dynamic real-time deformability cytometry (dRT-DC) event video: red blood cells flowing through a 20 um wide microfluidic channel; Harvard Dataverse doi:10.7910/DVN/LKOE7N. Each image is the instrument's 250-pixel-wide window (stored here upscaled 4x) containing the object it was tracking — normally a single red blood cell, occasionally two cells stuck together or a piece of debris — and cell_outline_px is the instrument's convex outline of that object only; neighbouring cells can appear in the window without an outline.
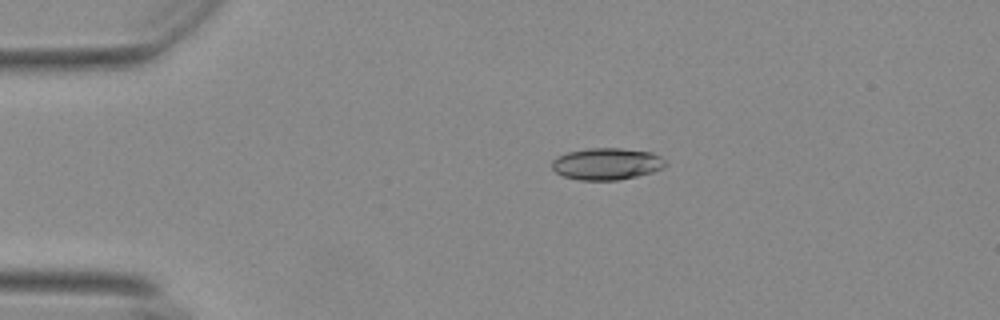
{"species": "Egyptian fruit bat (a non-hibernating species)", "species_latin": "Rousettus aegyptiacus", "temperature_condition": "warm", "stored_images_in_passage": 56, "camera_frame_rate_fps": 3000, "um_per_image_px": 0.085, "animal": {"sex": "female"}, "frame": {"image": 1, "passage_image": 12, "time_ms": 3.667, "image_size_px": [1000, 320], "cell_outline_px": [[668, 164], [664, 168], [652, 172], [636, 176], [616, 180], [580, 180], [564, 176], [556, 172], [552, 168], [552, 160], [568, 152], [588, 148], [620, 148], [652, 152], [660, 156]], "centroid_in_image_um": [51.6, 13.92], "position_along_channel_um": 33.4, "area_um2": 20.98}}
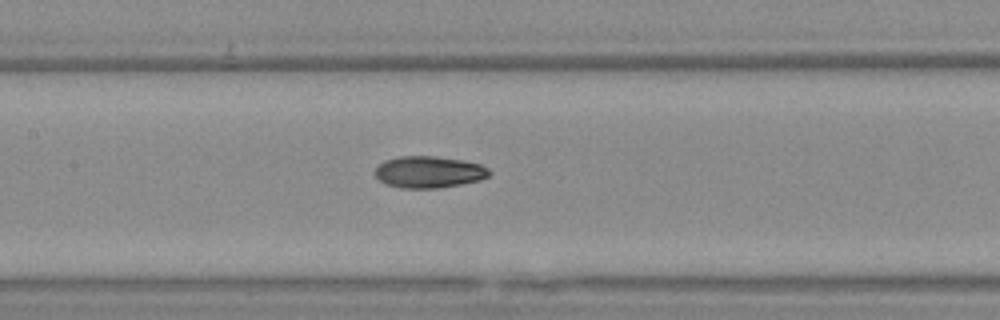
{"frame": {"image": 2, "passage_image": 27, "time_ms": 8.667, "image_size_px": [1000, 320], "cell_outline_px": [[492, 172], [488, 176], [480, 180], [460, 184], [436, 188], [400, 188], [384, 184], [376, 176], [376, 168], [384, 160], [400, 156], [432, 156], [464, 160], [480, 164], [488, 168]], "centroid_in_image_um": [36.46, 14.62], "position_along_channel_um": 170.9, "area_um2": 21.1}}
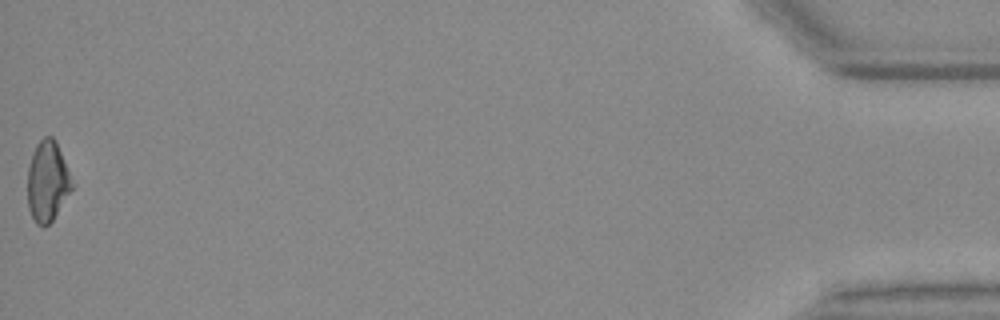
{"frame": {"image": 3, "passage_image": 56, "time_ms": 18.333, "image_size_px": [1000, 320], "cell_outline_px": [[76, 184], [52, 220], [44, 228], [36, 224], [28, 208], [28, 168], [32, 152], [36, 144], [44, 136], [52, 136], [56, 140]], "centroid_in_image_um": [4.07, 15.39], "position_along_channel_um": 431.1, "area_um2": 21.27}, "authors_computed_cell_mechanics": {"area_um2": 20.9814, "velocity_mm_per_s": 3.7066, "shape_relaxation_time_tau1_ms": 5.5241, "shape_relaxation_time_tau2_ms": 3.535, "deformation_change_tau1": 0.1577, "deformation_change_tau2": 0.0845}}